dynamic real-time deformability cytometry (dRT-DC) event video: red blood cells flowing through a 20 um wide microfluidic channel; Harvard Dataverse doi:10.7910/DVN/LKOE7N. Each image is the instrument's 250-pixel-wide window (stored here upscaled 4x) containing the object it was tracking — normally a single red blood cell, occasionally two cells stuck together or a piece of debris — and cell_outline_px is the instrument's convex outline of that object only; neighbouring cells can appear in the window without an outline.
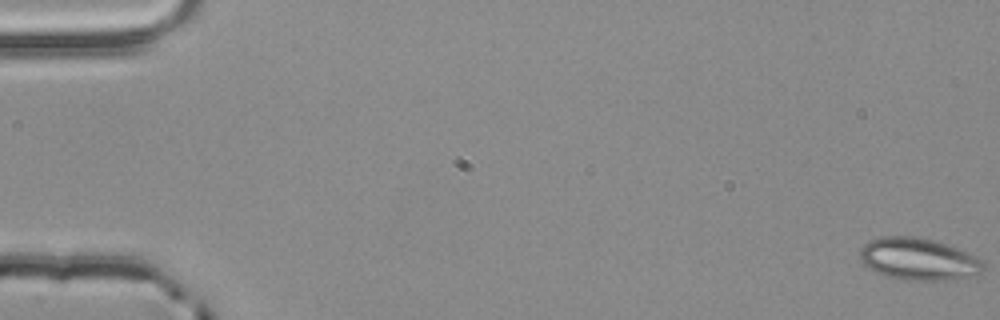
{"species": "common noctule bat (a hibernating species)", "species_latin": "Nyctalus noctula", "temperature_condition": "room temperature", "stored_images_in_passage": 18, "camera_frame_rate_fps": 3000, "um_per_image_px": 0.085, "animal": {"sex": "male", "body_mass_g": 20.4}, "frame": {"image": 1, "passage_image": 1, "time_ms": 0.0, "image_size_px": [1000, 320], "cell_outline_px": [[984, 268], [980, 272], [948, 280], [904, 280], [884, 276], [876, 272], [864, 264], [860, 260], [860, 248], [868, 240], [884, 236], [912, 236], [932, 240], [956, 248], [980, 260], [984, 264]], "centroid_in_image_um": [77.97, 22.02], "position_along_channel_um": 7.0, "area_um2": 29.77}}
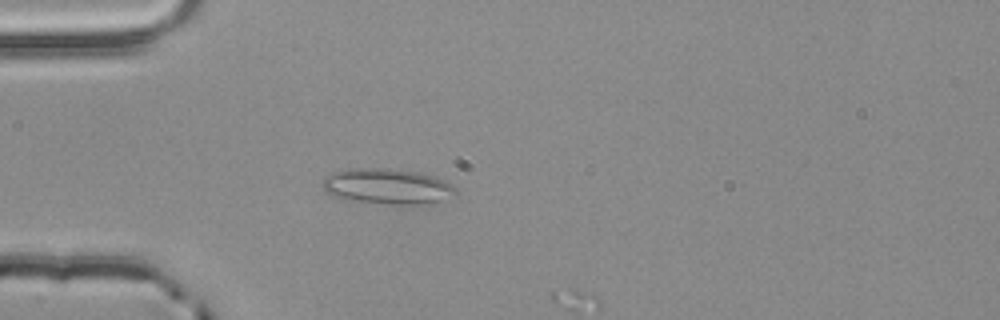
{"frame": {"image": 2, "passage_image": 17, "time_ms": 5.333, "image_size_px": [1000, 320], "cell_outline_px": [[456, 192], [440, 200], [420, 204], [396, 204], [352, 200], [336, 196], [328, 192], [320, 184], [332, 172], [348, 168], [388, 168], [416, 172], [436, 176], [452, 184], [456, 188]], "centroid_in_image_um": [32.91, 15.81], "position_along_channel_um": 52.1, "area_um2": 27.05}}